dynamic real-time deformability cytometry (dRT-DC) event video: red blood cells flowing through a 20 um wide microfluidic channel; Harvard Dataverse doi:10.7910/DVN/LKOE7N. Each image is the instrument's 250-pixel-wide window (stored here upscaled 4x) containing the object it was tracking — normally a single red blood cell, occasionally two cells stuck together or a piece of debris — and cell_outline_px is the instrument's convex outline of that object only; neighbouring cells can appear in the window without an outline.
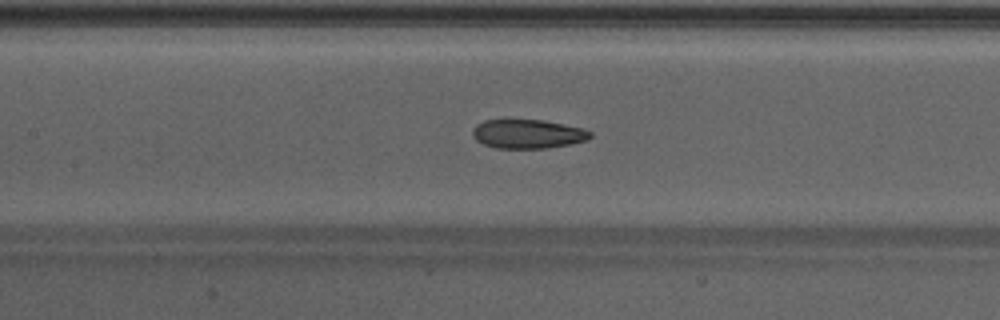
{"species": "Egyptian fruit bat (a non-hibernating species)", "species_latin": "Rousettus aegyptiacus", "temperature_condition": "warm", "stored_images_in_passage": 46, "camera_frame_rate_fps": 3000, "um_per_image_px": 0.085, "animal": {"sex": "male"}, "frame": {"image": 1, "passage_image": 20, "time_ms": 6.333, "image_size_px": [1000, 320], "cell_outline_px": [[592, 136], [588, 140], [568, 144], [544, 148], [496, 148], [484, 144], [476, 140], [472, 136], [472, 128], [476, 124], [484, 120], [540, 120], [584, 128], [592, 132]], "centroid_in_image_um": [44.84, 11.38], "position_along_channel_um": 162.6, "area_um2": 19.83}, "authors_computed_cell_mechanics": {"area_um2": 20.9814, "velocity_mm_per_s": 4.2713, "shape_relaxation_time_tau1_ms": null, "shape_relaxation_time_tau2_ms": 1.5846, "deformation_change_tau1": null, "deformation_change_tau2": 0.0901}}